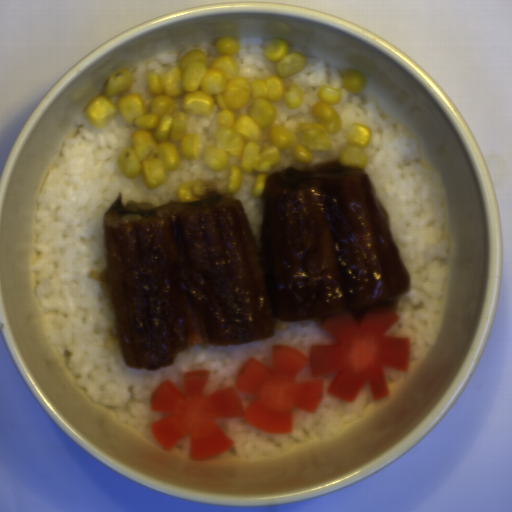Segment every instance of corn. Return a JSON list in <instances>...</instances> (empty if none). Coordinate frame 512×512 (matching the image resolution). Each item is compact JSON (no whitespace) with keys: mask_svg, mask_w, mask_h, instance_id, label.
Listing matches in <instances>:
<instances>
[{"mask_svg":"<svg viewBox=\"0 0 512 512\" xmlns=\"http://www.w3.org/2000/svg\"><path fill=\"white\" fill-rule=\"evenodd\" d=\"M260 48L275 62V74L268 78L246 79L239 75L234 55L238 37L218 36V55L206 67V55L195 49L182 56L166 72H146L148 91L153 96L149 108L140 93L123 96L116 105L112 97L132 87V76L122 68L111 73L101 94L89 101L83 114L86 122L101 128L116 114L133 125L130 145L116 157L125 178L141 177L147 189H156L168 180L167 172L180 166L181 158H197V134L187 133L190 114L211 115L217 106L214 145L204 149L203 164L210 170H228V194L237 193L242 173L257 172L252 194L265 196L269 171L280 162L282 151L293 148L300 164L310 163L314 151L332 150V135L340 131L341 117L332 106L342 91L322 85L318 101L311 108L314 123L298 124L299 145L287 126L275 124L276 109L271 101L283 100L294 109L303 101L302 89L284 78L301 71L305 56L290 52L283 39L266 38Z\"/></svg>","mask_w":512,"mask_h":512,"instance_id":"51d56268","label":"corn"},{"mask_svg":"<svg viewBox=\"0 0 512 512\" xmlns=\"http://www.w3.org/2000/svg\"><path fill=\"white\" fill-rule=\"evenodd\" d=\"M345 142L338 153V162L347 167L367 169L366 146L372 139V130L363 123L349 126L344 133Z\"/></svg>","mask_w":512,"mask_h":512,"instance_id":"f1292c28","label":"corn"},{"mask_svg":"<svg viewBox=\"0 0 512 512\" xmlns=\"http://www.w3.org/2000/svg\"><path fill=\"white\" fill-rule=\"evenodd\" d=\"M217 185L212 180L191 179L178 185L176 195L178 202H191L205 198L208 193H213Z\"/></svg>","mask_w":512,"mask_h":512,"instance_id":"5cfa1b94","label":"corn"},{"mask_svg":"<svg viewBox=\"0 0 512 512\" xmlns=\"http://www.w3.org/2000/svg\"><path fill=\"white\" fill-rule=\"evenodd\" d=\"M342 83L345 90L358 96L364 90L366 77L359 70L347 68L343 75Z\"/></svg>","mask_w":512,"mask_h":512,"instance_id":"cfcad685","label":"corn"}]
</instances>
